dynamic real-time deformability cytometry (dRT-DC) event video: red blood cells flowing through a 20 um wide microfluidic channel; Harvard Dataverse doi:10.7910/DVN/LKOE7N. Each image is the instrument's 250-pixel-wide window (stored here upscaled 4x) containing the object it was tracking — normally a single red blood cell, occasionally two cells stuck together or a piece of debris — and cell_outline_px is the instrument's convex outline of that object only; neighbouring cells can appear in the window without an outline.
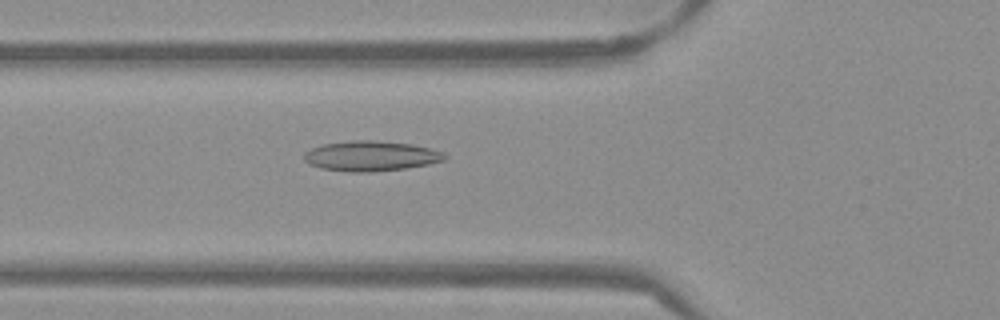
{"species": "Egyptian fruit bat (a non-hibernating species)", "species_latin": "Rousettus aegyptiacus", "temperature_condition": "warm", "stored_images_in_passage": 53, "camera_frame_rate_fps": 3000, "um_per_image_px": 0.085, "frame": {"image": 1, "passage_image": 19, "time_ms": 6.0, "image_size_px": [1000, 320], "cell_outline_px": [[448, 156], [444, 160], [428, 164], [404, 168], [372, 172], [348, 172], [320, 168], [308, 164], [304, 160], [304, 152], [312, 148], [324, 144], [352, 140], [372, 140], [412, 144], [444, 152]], "centroid_in_image_um": [31.5, 13.26], "position_along_channel_um": 94.3, "area_um2": 24.68}}
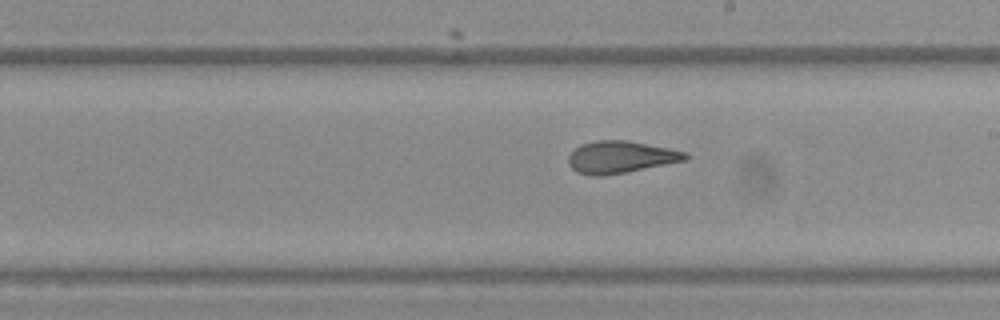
{"frame": {"image": 2, "passage_image": 30, "time_ms": 9.667, "image_size_px": [1000, 320], "cell_outline_px": [[688, 156], [684, 160], [604, 176], [588, 176], [576, 172], [568, 164], [568, 156], [580, 144], [596, 140], [624, 140], [668, 148], [688, 152]], "centroid_in_image_um": [52.68, 13.35], "position_along_channel_um": 236.3, "area_um2": 21.62}}
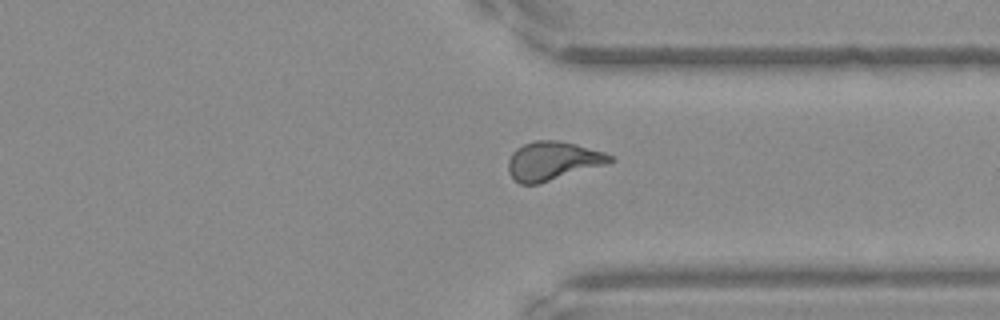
{"frame": {"image": 3, "passage_image": 40, "time_ms": 13.0, "image_size_px": [1000, 320], "cell_outline_px": [[616, 160], [604, 164], [540, 184], [520, 184], [508, 172], [508, 160], [512, 152], [516, 148], [524, 144], [536, 140], [556, 140], [576, 144], [604, 152], [612, 156]], "centroid_in_image_um": [46.95, 13.67], "position_along_channel_um": 364.4, "area_um2": 22.77}, "authors_computed_cell_mechanics": {"area_um2": 23.12, "velocity_mm_per_s": 3.8534, "shape_relaxation_time_tau1_ms": null, "shape_relaxation_time_tau2_ms": 1.5305, "deformation_change_tau1": null, "deformation_change_tau2": 0.099}}